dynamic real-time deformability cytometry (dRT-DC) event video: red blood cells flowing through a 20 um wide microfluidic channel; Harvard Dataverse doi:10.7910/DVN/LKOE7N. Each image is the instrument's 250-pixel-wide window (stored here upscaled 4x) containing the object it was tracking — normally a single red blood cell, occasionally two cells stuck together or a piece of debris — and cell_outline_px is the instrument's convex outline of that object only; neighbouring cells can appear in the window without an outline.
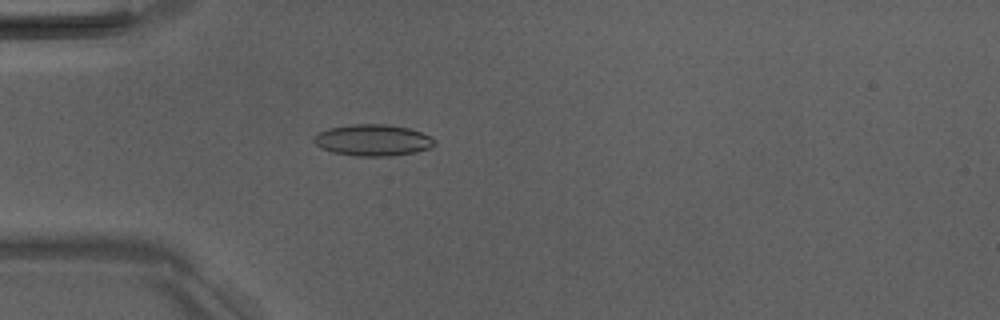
{"species": "Egyptian fruit bat (a non-hibernating species)", "species_latin": "Rousettus aegyptiacus", "temperature_condition": "room temperature", "stored_images_in_passage": 2, "camera_frame_rate_fps": 3000, "um_per_image_px": 0.085, "animal": {"sex": "male"}, "frame": {"image": 1, "passage_image": 2, "time_ms": 1.0, "image_size_px": [1000, 320], "cell_outline_px": [[436, 144], [428, 148], [416, 152], [392, 156], [356, 156], [332, 152], [320, 148], [312, 140], [312, 136], [328, 128], [352, 124], [388, 124], [408, 128], [420, 132], [436, 140]], "centroid_in_image_um": [31.66, 11.91], "position_along_channel_um": 53.3, "area_um2": 22.2}}